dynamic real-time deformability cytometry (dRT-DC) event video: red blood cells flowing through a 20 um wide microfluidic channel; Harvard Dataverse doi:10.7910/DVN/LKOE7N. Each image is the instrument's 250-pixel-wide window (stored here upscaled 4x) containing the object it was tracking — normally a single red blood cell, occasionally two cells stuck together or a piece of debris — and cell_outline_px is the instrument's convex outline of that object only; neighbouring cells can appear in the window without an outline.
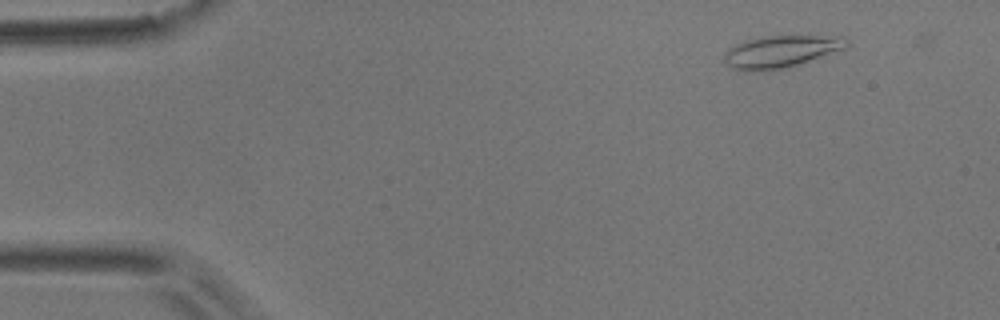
{"species": "common noctule bat (a hibernating species)", "species_latin": "Nyctalus noctula", "temperature_condition": "room temperature", "stored_images_in_passage": 55, "camera_frame_rate_fps": 3000, "um_per_image_px": 0.085, "animal": {"sex": "male", "body_mass_g": 17.9}, "frame": {"image": 1, "passage_image": 6, "time_ms": 1.667, "image_size_px": [1000, 320], "cell_outline_px": [[852, 40], [844, 48], [784, 68], [756, 72], [744, 72], [732, 68], [724, 60], [724, 52], [728, 48], [744, 40], [760, 36], [780, 32], [792, 32], [844, 36]], "centroid_in_image_um": [66.39, 4.29], "position_along_channel_um": 18.6, "area_um2": 24.28}}
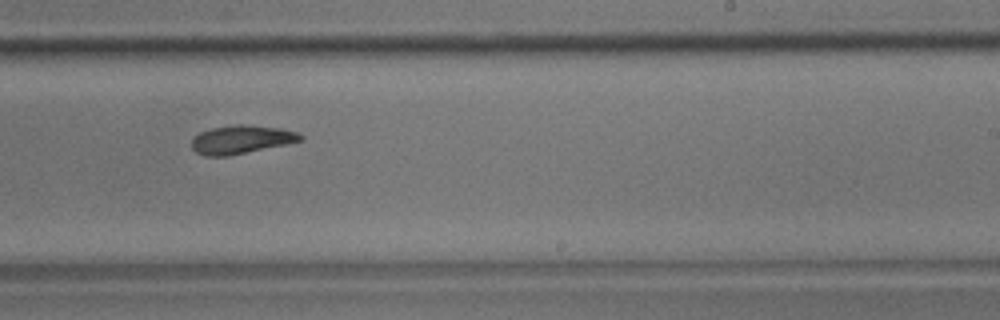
{"frame": {"image": 2, "passage_image": 34, "time_ms": 11.0, "image_size_px": [1000, 320], "cell_outline_px": [[304, 140], [228, 156], [204, 156], [196, 152], [192, 148], [192, 140], [200, 132], [212, 128], [236, 124], [248, 124], [280, 128], [296, 132], [304, 136]], "centroid_in_image_um": [20.51, 11.85], "position_along_channel_um": 268.5, "area_um2": 17.92}}
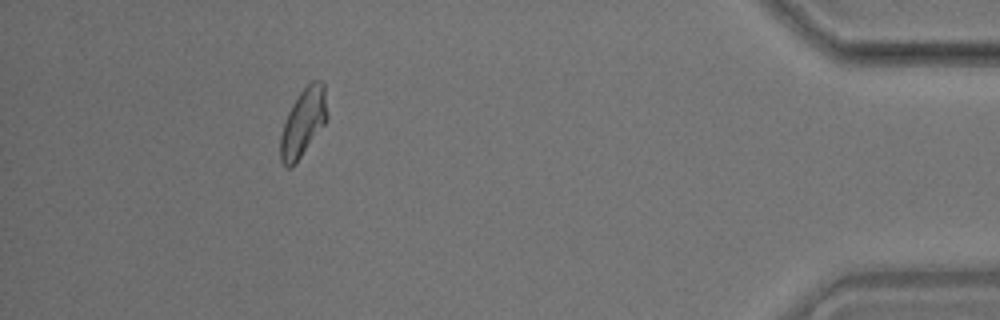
{"frame": {"image": 3, "passage_image": 50, "time_ms": 16.333, "image_size_px": [1000, 320], "cell_outline_px": [[328, 116], [324, 124], [292, 168], [288, 168], [280, 160], [280, 136], [288, 112], [292, 104], [300, 92], [312, 80], [320, 80], [324, 84]], "centroid_in_image_um": [25.77, 10.4], "position_along_channel_um": 409.4, "area_um2": 18.26}, "authors_computed_cell_mechanics": {"area_um2": 18.3804, "velocity_mm_per_s": 3.6693, "shape_relaxation_time_tau1_ms": 6.7791, "shape_relaxation_time_tau2_ms": 5.7745, "deformation_change_tau1": 0.1544, "deformation_change_tau2": 0.1248}}